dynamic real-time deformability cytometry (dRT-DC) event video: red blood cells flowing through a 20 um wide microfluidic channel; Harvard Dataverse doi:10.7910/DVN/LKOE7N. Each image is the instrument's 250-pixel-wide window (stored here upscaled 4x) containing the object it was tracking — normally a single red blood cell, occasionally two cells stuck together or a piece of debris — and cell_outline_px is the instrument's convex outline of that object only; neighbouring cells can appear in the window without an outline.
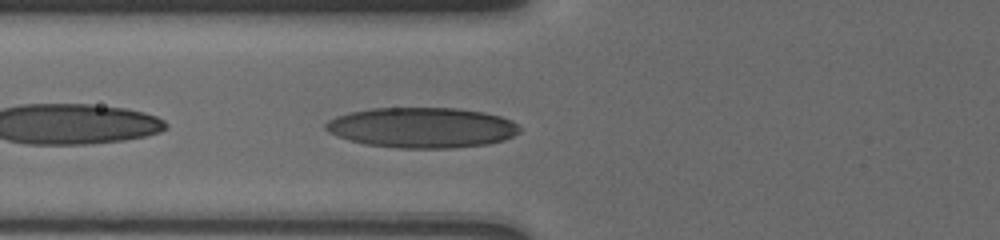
{"species": "human", "species_latin": "Homo sapiens", "temperature_condition": "cold", "stored_images_in_passage": 20, "camera_frame_rate_fps": 3000, "um_per_image_px": 0.085, "donor": {"sex": "male"}, "frame": {"image": 1, "passage_image": 6, "time_ms": 1.0, "image_size_px": [1000, 240], "cell_outline_px": [[520, 132], [504, 140], [488, 144], [452, 148], [400, 148], [364, 144], [348, 140], [336, 136], [328, 132], [324, 128], [324, 124], [328, 120], [336, 116], [348, 112], [372, 108], [456, 108], [484, 112], [500, 116], [512, 120], [520, 128]], "centroid_in_image_um": [35.84, 10.85], "position_along_channel_um": 90.0, "area_um2": 45.89}}
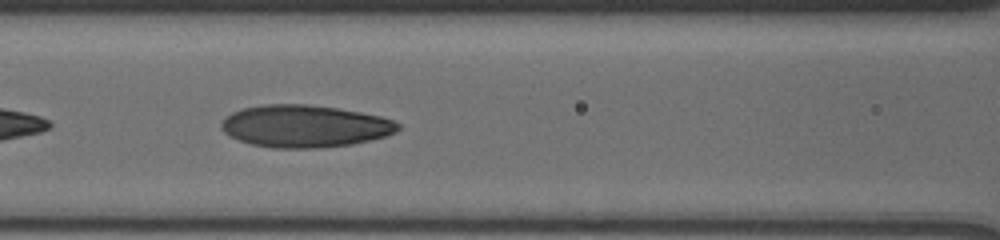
{"frame": {"image": 2, "passage_image": 14, "time_ms": 2.333, "image_size_px": [1000, 240], "cell_outline_px": [[400, 128], [396, 132], [384, 136], [352, 144], [320, 148], [272, 148], [252, 144], [240, 140], [224, 132], [220, 128], [220, 124], [232, 112], [244, 108], [264, 104], [308, 104], [336, 108], [360, 112], [380, 116], [392, 120], [400, 124]], "centroid_in_image_um": [25.91, 10.72], "position_along_channel_um": 140.7, "area_um2": 43.29}}
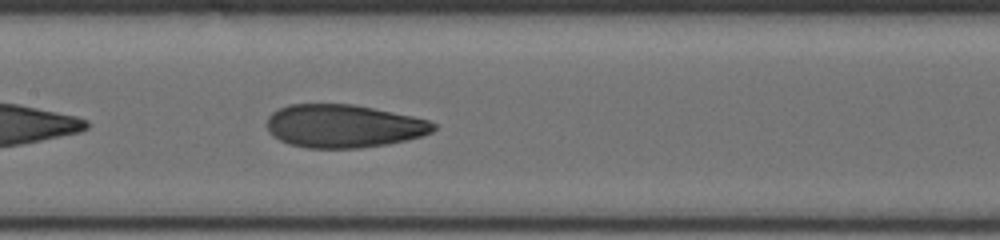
{"frame": {"image": 3, "passage_image": 19, "time_ms": 3.333, "image_size_px": [1000, 240], "cell_outline_px": [[436, 128], [432, 132], [424, 136], [408, 140], [388, 144], [360, 148], [308, 148], [288, 144], [272, 136], [268, 132], [268, 116], [272, 112], [288, 104], [352, 104], [412, 116], [428, 120], [436, 124]], "centroid_in_image_um": [29.21, 10.72], "position_along_channel_um": 178.2, "area_um2": 42.02}}